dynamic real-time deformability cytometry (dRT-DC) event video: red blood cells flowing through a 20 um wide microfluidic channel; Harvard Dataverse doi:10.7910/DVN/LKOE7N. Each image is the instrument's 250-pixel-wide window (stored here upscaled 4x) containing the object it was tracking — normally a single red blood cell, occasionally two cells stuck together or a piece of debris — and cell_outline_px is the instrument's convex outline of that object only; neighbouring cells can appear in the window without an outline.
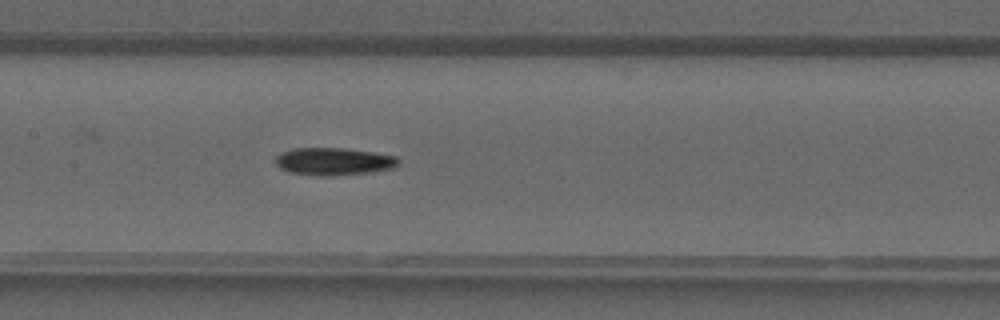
{"species": "common noctule bat (a hibernating species)", "species_latin": "Nyctalus noctula", "temperature_condition": "warm", "stored_images_in_passage": 13, "camera_frame_rate_fps": 3000, "um_per_image_px": 0.085, "animal": {"sex": "male", "forearm_length_mm": 52.5}, "frame": {"image": 1, "passage_image": 12, "time_ms": 3.667, "image_size_px": [1000, 320], "cell_outline_px": [[400, 164], [396, 168], [372, 172], [332, 176], [288, 172], [280, 168], [276, 164], [276, 156], [280, 152], [292, 148], [344, 148], [372, 152], [396, 156], [400, 160]], "centroid_in_image_um": [28.4, 13.72], "position_along_channel_um": 179.0, "area_um2": 19.83}}